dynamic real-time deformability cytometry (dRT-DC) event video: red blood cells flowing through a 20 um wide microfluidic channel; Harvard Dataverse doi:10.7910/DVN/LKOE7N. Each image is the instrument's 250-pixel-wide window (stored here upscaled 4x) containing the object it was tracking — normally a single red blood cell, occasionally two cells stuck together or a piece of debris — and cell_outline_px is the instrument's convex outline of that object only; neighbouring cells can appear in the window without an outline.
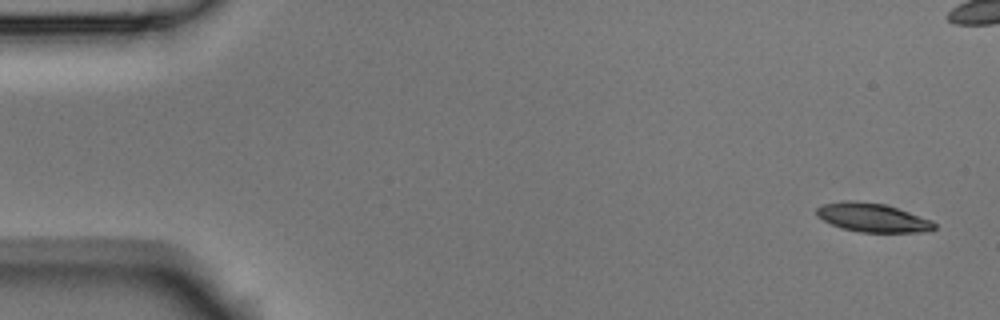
{"species": "Egyptian fruit bat (a non-hibernating species)", "species_latin": "Rousettus aegyptiacus", "temperature_condition": "room temperature", "stored_images_in_passage": 6, "camera_frame_rate_fps": 3000, "um_per_image_px": 0.085, "animal": {"sex": "male"}, "frame": {"image": 1, "passage_image": 1, "time_ms": 0.0, "image_size_px": [1000, 320], "cell_outline_px": [[936, 228], [924, 232], [860, 232], [840, 228], [816, 216], [816, 208], [824, 204], [844, 200], [852, 200], [884, 204], [932, 220], [936, 224]], "centroid_in_image_um": [74.15, 18.5], "position_along_channel_um": 10.9, "area_um2": 19.65}}